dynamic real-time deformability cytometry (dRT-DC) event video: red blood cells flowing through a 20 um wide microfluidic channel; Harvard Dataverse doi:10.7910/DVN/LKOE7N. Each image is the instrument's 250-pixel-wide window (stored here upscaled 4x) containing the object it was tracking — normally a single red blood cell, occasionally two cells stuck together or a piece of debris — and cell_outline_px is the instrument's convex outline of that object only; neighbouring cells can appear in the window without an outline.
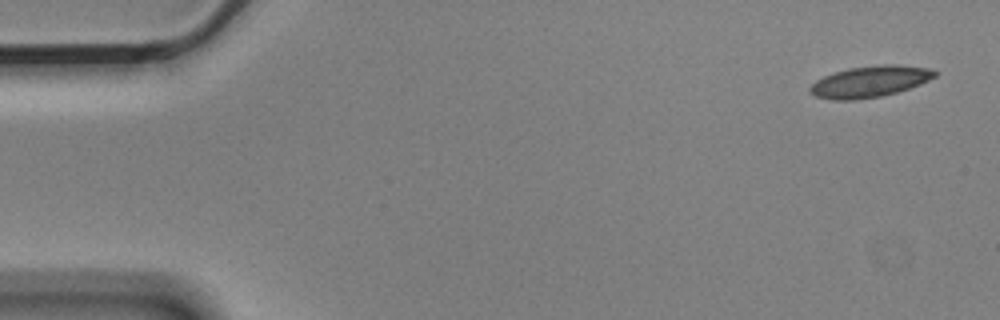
{"species": "Egyptian fruit bat (a non-hibernating species)", "species_latin": "Rousettus aegyptiacus", "temperature_condition": "cold", "stored_images_in_passage": 4, "camera_frame_rate_fps": 3000, "um_per_image_px": 0.085, "animal": {"sex": "male"}, "frame": {"image": 1, "passage_image": 1, "time_ms": 0.0, "image_size_px": [1000, 320], "cell_outline_px": [[940, 72], [936, 76], [920, 84], [896, 92], [880, 96], [852, 100], [832, 100], [816, 96], [808, 92], [808, 88], [816, 80], [824, 76], [848, 68], [876, 64], [896, 64], [928, 68]], "centroid_in_image_um": [73.93, 6.92], "position_along_channel_um": 11.1, "area_um2": 22.77}}
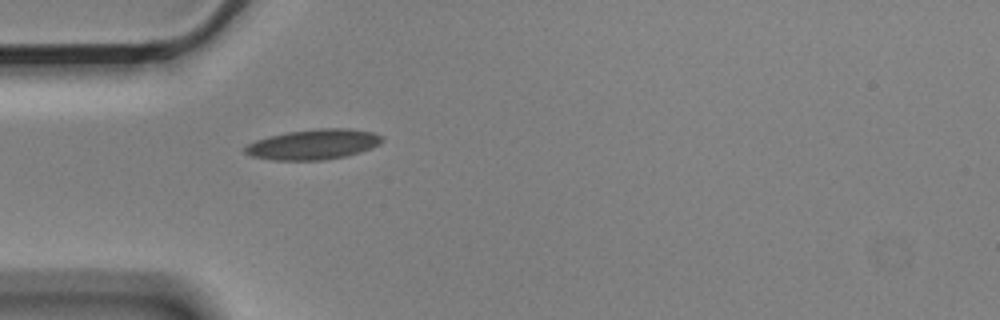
{"frame": {"image": 2, "passage_image": 4, "time_ms": 1.0, "image_size_px": [1000, 320], "cell_outline_px": [[384, 140], [380, 144], [372, 148], [360, 152], [344, 156], [324, 160], [272, 160], [252, 156], [244, 152], [244, 148], [248, 144], [256, 140], [268, 136], [288, 132], [320, 128], [348, 128], [372, 132], [384, 136]], "centroid_in_image_um": [26.67, 12.27], "position_along_channel_um": 58.3, "area_um2": 24.16}}